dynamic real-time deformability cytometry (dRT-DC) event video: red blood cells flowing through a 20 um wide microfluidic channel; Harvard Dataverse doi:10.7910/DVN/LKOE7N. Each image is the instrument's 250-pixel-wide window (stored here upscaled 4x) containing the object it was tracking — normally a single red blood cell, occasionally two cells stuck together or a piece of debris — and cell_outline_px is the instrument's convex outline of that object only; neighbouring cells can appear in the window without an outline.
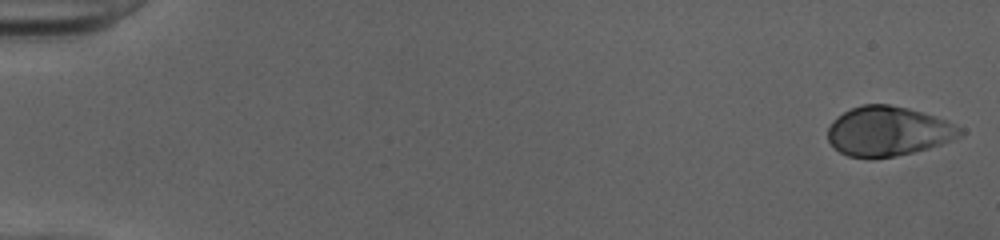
{"species": "human", "species_latin": "Homo sapiens", "temperature_condition": "cold", "stored_images_in_passage": 51, "camera_frame_rate_fps": 3000, "um_per_image_px": 0.085, "donor": {"sex": "female"}, "frame": {"image": 1, "passage_image": 1, "time_ms": 0.0, "image_size_px": [1000, 240], "cell_outline_px": [[964, 132], [960, 136], [952, 140], [928, 148], [896, 156], [848, 156], [840, 152], [828, 140], [828, 128], [832, 120], [836, 116], [852, 108], [864, 104], [888, 104], [908, 108], [956, 124], [964, 128]], "centroid_in_image_um": [75.5, 11.13], "position_along_channel_um": 9.5, "area_um2": 37.63}}
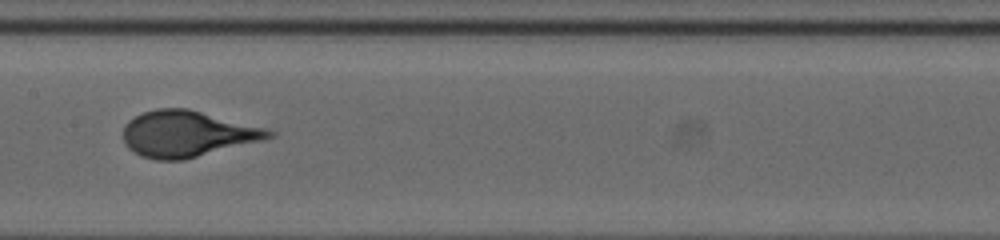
{"frame": {"image": 2, "passage_image": 27, "time_ms": 8.667, "image_size_px": [1000, 240], "cell_outline_px": [[276, 136], [184, 160], [156, 160], [140, 156], [128, 148], [124, 144], [124, 124], [128, 120], [144, 112], [156, 108], [188, 108], [264, 128], [276, 132]], "centroid_in_image_um": [15.87, 11.38], "position_along_channel_um": 191.5, "area_um2": 38.9}}
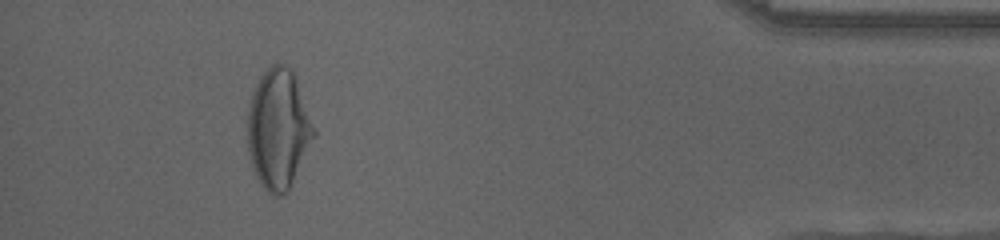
{"frame": {"image": 3, "passage_image": 47, "time_ms": 15.333, "image_size_px": [1000, 240], "cell_outline_px": [[316, 136], [288, 192], [280, 196], [272, 196], [260, 184], [256, 176], [248, 152], [248, 112], [252, 96], [256, 84], [260, 76], [276, 60], [292, 68], [316, 128]], "centroid_in_image_um": [23.69, 10.97], "position_along_channel_um": 411.5, "area_um2": 46.7}}